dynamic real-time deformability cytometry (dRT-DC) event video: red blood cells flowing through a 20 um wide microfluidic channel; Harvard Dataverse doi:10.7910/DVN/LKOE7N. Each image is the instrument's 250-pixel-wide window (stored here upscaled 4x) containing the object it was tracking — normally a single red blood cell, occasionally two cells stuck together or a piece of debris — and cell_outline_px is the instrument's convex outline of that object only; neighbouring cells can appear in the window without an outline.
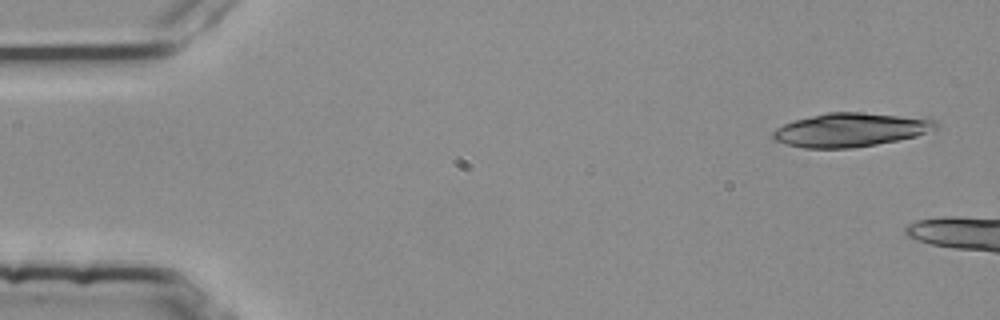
{"species": "common noctule bat (a hibernating species)", "species_latin": "Nyctalus noctula", "temperature_condition": "room temperature", "stored_images_in_passage": 3, "camera_frame_rate_fps": 3000, "um_per_image_px": 0.085, "animal": {"sex": "female", "body_mass_g": 25.1}, "frame": {"image": 1, "passage_image": 1, "time_ms": 0.0, "image_size_px": [1000, 320], "cell_outline_px": [[940, 124], [936, 128], [916, 136], [876, 144], [852, 148], [804, 148], [784, 144], [772, 140], [772, 132], [776, 128], [784, 124], [796, 120], [828, 112], [860, 112], [924, 116], [936, 120]], "centroid_in_image_um": [72.34, 11.02], "position_along_channel_um": 12.7, "area_um2": 32.43}}